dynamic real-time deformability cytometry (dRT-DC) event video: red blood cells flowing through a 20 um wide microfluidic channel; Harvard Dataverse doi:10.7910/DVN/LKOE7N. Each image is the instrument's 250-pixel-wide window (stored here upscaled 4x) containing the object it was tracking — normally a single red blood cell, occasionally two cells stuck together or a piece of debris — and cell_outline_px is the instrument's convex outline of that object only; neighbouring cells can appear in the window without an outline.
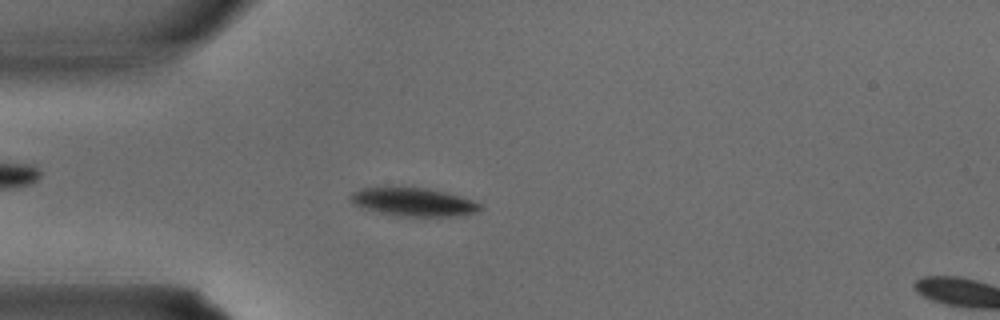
{"species": "common noctule bat (a hibernating species)", "species_latin": "Nyctalus noctula", "temperature_condition": "warm", "stored_images_in_passage": 34, "camera_frame_rate_fps": 3000, "um_per_image_px": 0.085, "animal": {"sex": "male", "body_mass_g": 15.6}, "frame": {"image": 1, "passage_image": 9, "time_ms": 2.667, "image_size_px": [1000, 320], "cell_outline_px": [[484, 208], [476, 212], [452, 216], [400, 216], [376, 212], [352, 204], [348, 200], [348, 196], [352, 192], [360, 188], [424, 188], [444, 192], [460, 196], [472, 200], [480, 204]], "centroid_in_image_um": [35.09, 17.18], "position_along_channel_um": 49.9, "area_um2": 21.21}}
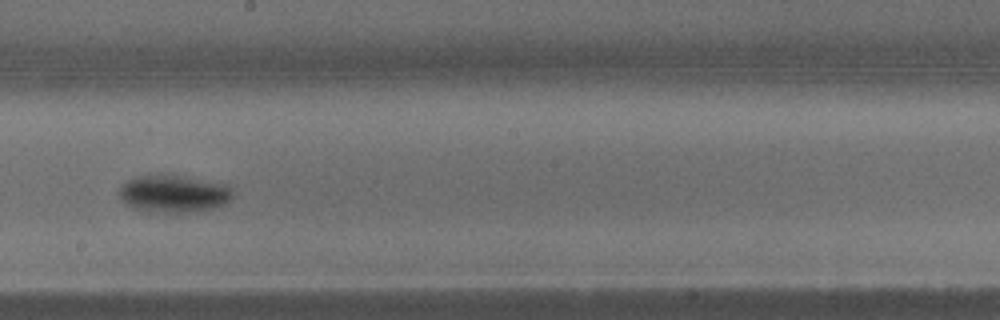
{"frame": {"image": 2, "passage_image": 19, "time_ms": 6.0, "image_size_px": [1000, 320], "cell_outline_px": [[236, 192], [224, 204], [216, 208], [192, 212], [164, 212], [136, 208], [128, 204], [120, 196], [120, 188], [128, 180], [140, 176], [176, 176], [224, 184], [232, 188]], "centroid_in_image_um": [14.84, 16.48], "position_along_channel_um": 233.4, "area_um2": 23.81}}
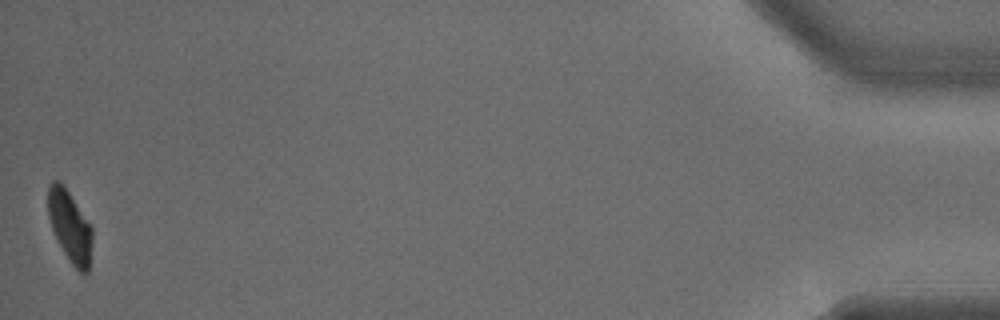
{"frame": {"image": 3, "passage_image": 34, "time_ms": 11.0, "image_size_px": [1000, 320], "cell_outline_px": [[92, 240], [88, 272], [84, 276], [68, 260], [52, 228], [48, 216], [48, 188], [52, 180], [60, 180], [92, 224]], "centroid_in_image_um": [5.96, 19.22], "position_along_channel_um": 429.2, "area_um2": 18.5}}